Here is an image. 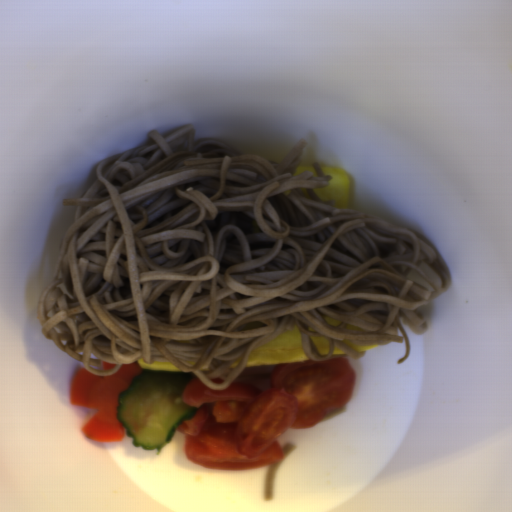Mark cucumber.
<instances>
[{
	"label": "cucumber",
	"instance_id": "obj_1",
	"mask_svg": "<svg viewBox=\"0 0 512 512\" xmlns=\"http://www.w3.org/2000/svg\"><path fill=\"white\" fill-rule=\"evenodd\" d=\"M196 378L195 372L146 369L132 378L118 394L116 417L133 446L156 449L159 455L172 442L177 428L198 409L183 400L185 388Z\"/></svg>",
	"mask_w": 512,
	"mask_h": 512
}]
</instances>
